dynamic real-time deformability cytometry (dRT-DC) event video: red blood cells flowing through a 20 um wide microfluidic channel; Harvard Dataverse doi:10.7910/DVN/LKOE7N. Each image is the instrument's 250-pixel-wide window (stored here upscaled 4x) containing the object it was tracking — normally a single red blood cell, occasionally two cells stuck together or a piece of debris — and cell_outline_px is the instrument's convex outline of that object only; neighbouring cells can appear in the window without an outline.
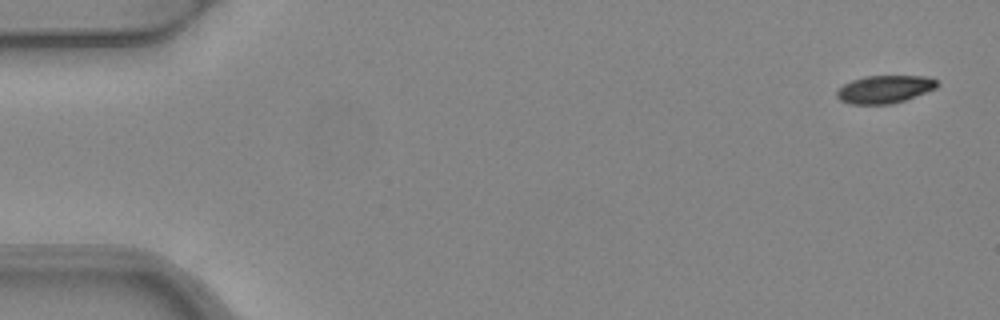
{"species": "common noctule bat (a hibernating species)", "species_latin": "Nyctalus noctula", "temperature_condition": "warm", "stored_images_in_passage": 4, "camera_frame_rate_fps": 3000, "um_per_image_px": 0.085, "animal": {"sex": "female", "body_mass_g": 24.6, "forearm_length_mm": 56.2}, "frame": {"image": 1, "passage_image": 1, "time_ms": 0.0, "image_size_px": [1000, 320], "cell_outline_px": [[940, 84], [936, 88], [904, 100], [892, 104], [848, 104], [840, 100], [836, 96], [836, 92], [844, 84], [852, 80], [864, 76], [928, 76], [936, 80]], "centroid_in_image_um": [75.19, 7.58], "position_along_channel_um": 9.8, "area_um2": 16.24}}
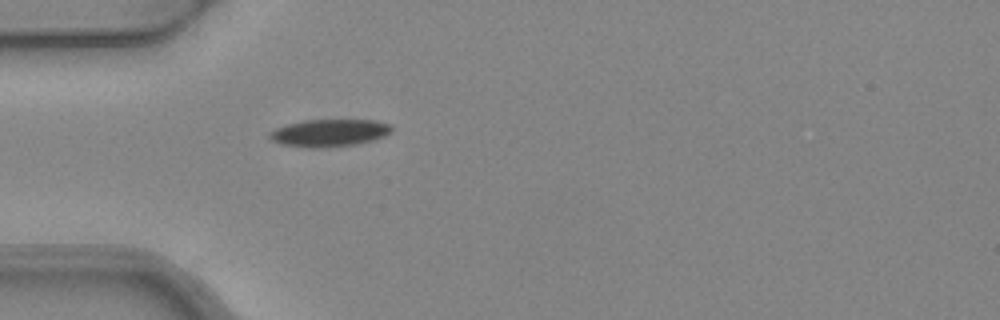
{"frame": {"image": 2, "passage_image": 4, "time_ms": 1.0, "image_size_px": [1000, 320], "cell_outline_px": [[392, 132], [384, 136], [372, 140], [356, 144], [312, 148], [280, 144], [272, 140], [268, 136], [268, 132], [276, 128], [288, 124], [304, 120], [372, 120], [392, 124]], "centroid_in_image_um": [27.99, 11.29], "position_along_channel_um": 57.0, "area_um2": 19.36}}